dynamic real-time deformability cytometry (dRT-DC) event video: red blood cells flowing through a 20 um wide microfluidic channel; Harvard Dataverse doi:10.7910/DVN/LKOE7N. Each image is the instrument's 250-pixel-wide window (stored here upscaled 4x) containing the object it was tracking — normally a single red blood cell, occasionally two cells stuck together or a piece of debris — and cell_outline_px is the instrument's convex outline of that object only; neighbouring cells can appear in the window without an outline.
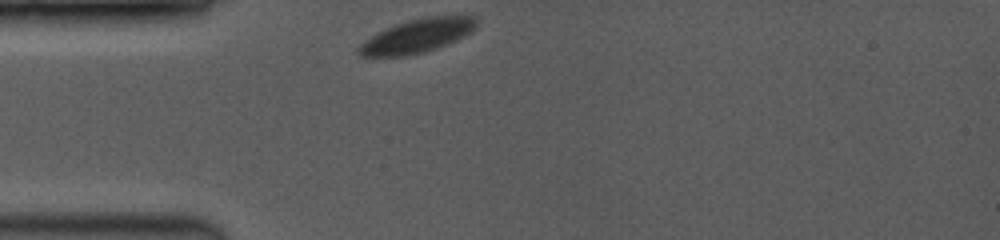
{"species": "common noctule bat (a hibernating species)", "species_latin": "Nyctalus noctula", "temperature_condition": "room temperature", "stored_images_in_passage": 7, "camera_frame_rate_fps": 3500, "um_per_image_px": 0.085, "animal": {"sex": "female", "body_mass_g": 19.0, "forearm_length_mm": 53.3}, "frame": {"image": 1, "passage_image": 1, "time_ms": 0.0, "image_size_px": [1000, 240], "cell_outline_px": [[476, 28], [464, 36], [456, 40], [436, 48], [424, 52], [408, 56], [360, 56], [356, 52], [356, 48], [364, 40], [376, 32], [384, 28], [408, 20], [424, 16], [476, 16]], "centroid_in_image_um": [35.41, 3.05], "position_along_channel_um": 49.6, "area_um2": 23.24}}
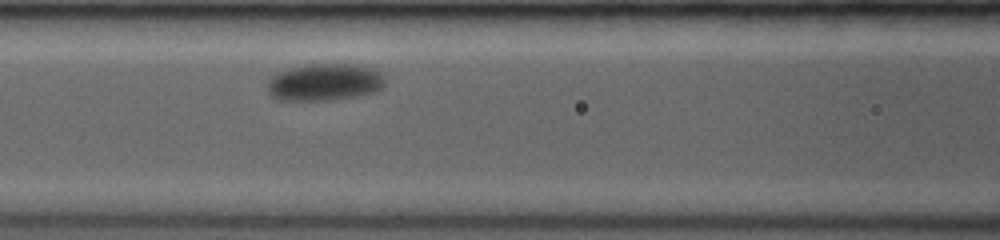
{"frame": {"image": 2, "passage_image": 5, "time_ms": 2.857, "image_size_px": [1000, 240], "cell_outline_px": [[384, 88], [372, 92], [356, 96], [332, 100], [276, 100], [268, 92], [268, 80], [276, 72], [288, 68], [308, 64], [352, 64], [368, 68], [380, 72], [384, 76]], "centroid_in_image_um": [27.55, 6.99], "position_along_channel_um": 139.0, "area_um2": 25.49}}
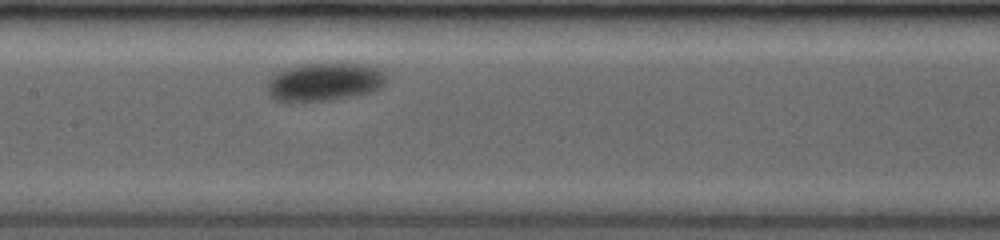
{"frame": {"image": 3, "passage_image": 7, "time_ms": 4.0, "image_size_px": [1000, 240], "cell_outline_px": [[384, 84], [380, 88], [372, 92], [332, 100], [272, 100], [268, 96], [268, 80], [280, 72], [288, 68], [304, 64], [360, 64], [376, 68], [384, 76]], "centroid_in_image_um": [27.56, 6.97], "position_along_channel_um": 179.8, "area_um2": 25.66}}